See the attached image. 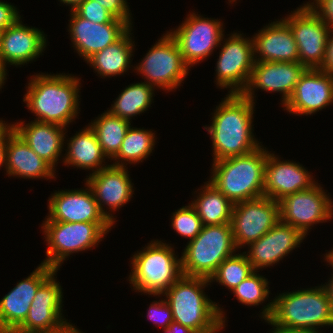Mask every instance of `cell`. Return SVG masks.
I'll return each mask as SVG.
<instances>
[{"label":"cell","instance_id":"cell-1","mask_svg":"<svg viewBox=\"0 0 333 333\" xmlns=\"http://www.w3.org/2000/svg\"><path fill=\"white\" fill-rule=\"evenodd\" d=\"M216 107L209 132L213 147V161L253 152L260 143L253 138L254 103L242 94H228Z\"/></svg>","mask_w":333,"mask_h":333},{"label":"cell","instance_id":"cell-2","mask_svg":"<svg viewBox=\"0 0 333 333\" xmlns=\"http://www.w3.org/2000/svg\"><path fill=\"white\" fill-rule=\"evenodd\" d=\"M262 317L274 328L319 332V326H333V311L323 285L279 294L263 308Z\"/></svg>","mask_w":333,"mask_h":333},{"label":"cell","instance_id":"cell-3","mask_svg":"<svg viewBox=\"0 0 333 333\" xmlns=\"http://www.w3.org/2000/svg\"><path fill=\"white\" fill-rule=\"evenodd\" d=\"M80 79L63 74L34 75L28 83L23 101L43 123L65 127L78 114Z\"/></svg>","mask_w":333,"mask_h":333},{"label":"cell","instance_id":"cell-4","mask_svg":"<svg viewBox=\"0 0 333 333\" xmlns=\"http://www.w3.org/2000/svg\"><path fill=\"white\" fill-rule=\"evenodd\" d=\"M209 279L183 275L162 295L173 313L175 322L196 333H217L225 327L224 312L203 292Z\"/></svg>","mask_w":333,"mask_h":333},{"label":"cell","instance_id":"cell-5","mask_svg":"<svg viewBox=\"0 0 333 333\" xmlns=\"http://www.w3.org/2000/svg\"><path fill=\"white\" fill-rule=\"evenodd\" d=\"M268 151L262 146L245 155L213 161L209 182L233 204L264 196V167Z\"/></svg>","mask_w":333,"mask_h":333},{"label":"cell","instance_id":"cell-6","mask_svg":"<svg viewBox=\"0 0 333 333\" xmlns=\"http://www.w3.org/2000/svg\"><path fill=\"white\" fill-rule=\"evenodd\" d=\"M174 252L169 244L157 240L135 253L129 276L133 289L154 296L168 290L183 276L181 257Z\"/></svg>","mask_w":333,"mask_h":333},{"label":"cell","instance_id":"cell-7","mask_svg":"<svg viewBox=\"0 0 333 333\" xmlns=\"http://www.w3.org/2000/svg\"><path fill=\"white\" fill-rule=\"evenodd\" d=\"M230 223L204 226L181 256L183 275L209 279L236 250Z\"/></svg>","mask_w":333,"mask_h":333},{"label":"cell","instance_id":"cell-8","mask_svg":"<svg viewBox=\"0 0 333 333\" xmlns=\"http://www.w3.org/2000/svg\"><path fill=\"white\" fill-rule=\"evenodd\" d=\"M45 220L42 229L46 235L48 249L47 257L42 263L56 271L70 254L98 245L113 226V223H70L50 221L48 218Z\"/></svg>","mask_w":333,"mask_h":333},{"label":"cell","instance_id":"cell-9","mask_svg":"<svg viewBox=\"0 0 333 333\" xmlns=\"http://www.w3.org/2000/svg\"><path fill=\"white\" fill-rule=\"evenodd\" d=\"M188 69L177 42L169 32L152 46L135 68L146 78L147 84L168 91L180 86L189 73Z\"/></svg>","mask_w":333,"mask_h":333},{"label":"cell","instance_id":"cell-10","mask_svg":"<svg viewBox=\"0 0 333 333\" xmlns=\"http://www.w3.org/2000/svg\"><path fill=\"white\" fill-rule=\"evenodd\" d=\"M280 220V205L262 196L234 204L230 221L236 248L255 242Z\"/></svg>","mask_w":333,"mask_h":333},{"label":"cell","instance_id":"cell-11","mask_svg":"<svg viewBox=\"0 0 333 333\" xmlns=\"http://www.w3.org/2000/svg\"><path fill=\"white\" fill-rule=\"evenodd\" d=\"M290 27L306 68H320L326 55L330 27L306 4L283 19Z\"/></svg>","mask_w":333,"mask_h":333},{"label":"cell","instance_id":"cell-12","mask_svg":"<svg viewBox=\"0 0 333 333\" xmlns=\"http://www.w3.org/2000/svg\"><path fill=\"white\" fill-rule=\"evenodd\" d=\"M223 44L216 65V83L220 88H231L229 94H242L255 64L253 40L233 33Z\"/></svg>","mask_w":333,"mask_h":333},{"label":"cell","instance_id":"cell-13","mask_svg":"<svg viewBox=\"0 0 333 333\" xmlns=\"http://www.w3.org/2000/svg\"><path fill=\"white\" fill-rule=\"evenodd\" d=\"M187 16L184 23L169 34L177 42L185 64L191 67L220 47L224 34L222 23L217 19L202 18L195 13Z\"/></svg>","mask_w":333,"mask_h":333},{"label":"cell","instance_id":"cell-14","mask_svg":"<svg viewBox=\"0 0 333 333\" xmlns=\"http://www.w3.org/2000/svg\"><path fill=\"white\" fill-rule=\"evenodd\" d=\"M318 183L279 201L280 220L299 229L305 236L311 226L327 222L333 215V202Z\"/></svg>","mask_w":333,"mask_h":333},{"label":"cell","instance_id":"cell-15","mask_svg":"<svg viewBox=\"0 0 333 333\" xmlns=\"http://www.w3.org/2000/svg\"><path fill=\"white\" fill-rule=\"evenodd\" d=\"M53 273L37 290L25 321L17 328L24 333H55L70 324L62 315V288Z\"/></svg>","mask_w":333,"mask_h":333},{"label":"cell","instance_id":"cell-16","mask_svg":"<svg viewBox=\"0 0 333 333\" xmlns=\"http://www.w3.org/2000/svg\"><path fill=\"white\" fill-rule=\"evenodd\" d=\"M306 69L300 62H255L250 80L242 95L255 103L253 95L256 88L283 93L284 107Z\"/></svg>","mask_w":333,"mask_h":333},{"label":"cell","instance_id":"cell-17","mask_svg":"<svg viewBox=\"0 0 333 333\" xmlns=\"http://www.w3.org/2000/svg\"><path fill=\"white\" fill-rule=\"evenodd\" d=\"M333 103V75L319 68H307L284 105L287 112L300 115L315 114Z\"/></svg>","mask_w":333,"mask_h":333},{"label":"cell","instance_id":"cell-18","mask_svg":"<svg viewBox=\"0 0 333 333\" xmlns=\"http://www.w3.org/2000/svg\"><path fill=\"white\" fill-rule=\"evenodd\" d=\"M48 201L50 221L112 223L100 210L88 185L85 190L56 191Z\"/></svg>","mask_w":333,"mask_h":333},{"label":"cell","instance_id":"cell-19","mask_svg":"<svg viewBox=\"0 0 333 333\" xmlns=\"http://www.w3.org/2000/svg\"><path fill=\"white\" fill-rule=\"evenodd\" d=\"M305 235L297 228L281 220L255 242L249 244L246 257L249 259L254 271L270 267L288 255L293 249L299 247Z\"/></svg>","mask_w":333,"mask_h":333},{"label":"cell","instance_id":"cell-20","mask_svg":"<svg viewBox=\"0 0 333 333\" xmlns=\"http://www.w3.org/2000/svg\"><path fill=\"white\" fill-rule=\"evenodd\" d=\"M55 272L41 263L0 300V328L17 329L25 321L38 288Z\"/></svg>","mask_w":333,"mask_h":333},{"label":"cell","instance_id":"cell-21","mask_svg":"<svg viewBox=\"0 0 333 333\" xmlns=\"http://www.w3.org/2000/svg\"><path fill=\"white\" fill-rule=\"evenodd\" d=\"M69 32L77 53L86 61L119 40L131 27L127 23H94L71 11Z\"/></svg>","mask_w":333,"mask_h":333},{"label":"cell","instance_id":"cell-22","mask_svg":"<svg viewBox=\"0 0 333 333\" xmlns=\"http://www.w3.org/2000/svg\"><path fill=\"white\" fill-rule=\"evenodd\" d=\"M125 167L111 164L86 178L85 184L92 190L100 210L113 224L115 219L107 210H103L104 205L115 211L133 197V186Z\"/></svg>","mask_w":333,"mask_h":333},{"label":"cell","instance_id":"cell-23","mask_svg":"<svg viewBox=\"0 0 333 333\" xmlns=\"http://www.w3.org/2000/svg\"><path fill=\"white\" fill-rule=\"evenodd\" d=\"M302 165L287 161H280L268 152L264 167V196L275 201L295 192L307 190L316 184Z\"/></svg>","mask_w":333,"mask_h":333},{"label":"cell","instance_id":"cell-24","mask_svg":"<svg viewBox=\"0 0 333 333\" xmlns=\"http://www.w3.org/2000/svg\"><path fill=\"white\" fill-rule=\"evenodd\" d=\"M20 19L7 27L1 35L0 66L4 70L7 63L17 66L37 59L47 44L44 32L24 26Z\"/></svg>","mask_w":333,"mask_h":333},{"label":"cell","instance_id":"cell-25","mask_svg":"<svg viewBox=\"0 0 333 333\" xmlns=\"http://www.w3.org/2000/svg\"><path fill=\"white\" fill-rule=\"evenodd\" d=\"M255 62H299V53L289 25L281 19L259 31L253 38Z\"/></svg>","mask_w":333,"mask_h":333},{"label":"cell","instance_id":"cell-26","mask_svg":"<svg viewBox=\"0 0 333 333\" xmlns=\"http://www.w3.org/2000/svg\"><path fill=\"white\" fill-rule=\"evenodd\" d=\"M10 124V127L23 139L29 147L53 169L63 151L65 127L57 124L33 121Z\"/></svg>","mask_w":333,"mask_h":333},{"label":"cell","instance_id":"cell-27","mask_svg":"<svg viewBox=\"0 0 333 333\" xmlns=\"http://www.w3.org/2000/svg\"><path fill=\"white\" fill-rule=\"evenodd\" d=\"M6 172L22 178H55V170L10 127L7 130Z\"/></svg>","mask_w":333,"mask_h":333},{"label":"cell","instance_id":"cell-28","mask_svg":"<svg viewBox=\"0 0 333 333\" xmlns=\"http://www.w3.org/2000/svg\"><path fill=\"white\" fill-rule=\"evenodd\" d=\"M68 152L63 160L66 165L75 166L82 169H91L96 173L108 165L102 164L107 158L101 149L94 131L90 126L78 132L70 138ZM101 166V167H100ZM95 168V170L93 169Z\"/></svg>","mask_w":333,"mask_h":333},{"label":"cell","instance_id":"cell-29","mask_svg":"<svg viewBox=\"0 0 333 333\" xmlns=\"http://www.w3.org/2000/svg\"><path fill=\"white\" fill-rule=\"evenodd\" d=\"M132 28L119 40L109 45L102 51L93 54L86 61L102 77L121 75L128 70L131 64L133 41L131 40Z\"/></svg>","mask_w":333,"mask_h":333},{"label":"cell","instance_id":"cell-30","mask_svg":"<svg viewBox=\"0 0 333 333\" xmlns=\"http://www.w3.org/2000/svg\"><path fill=\"white\" fill-rule=\"evenodd\" d=\"M191 205L204 226L230 223L234 204L209 181Z\"/></svg>","mask_w":333,"mask_h":333},{"label":"cell","instance_id":"cell-31","mask_svg":"<svg viewBox=\"0 0 333 333\" xmlns=\"http://www.w3.org/2000/svg\"><path fill=\"white\" fill-rule=\"evenodd\" d=\"M131 121L114 116L109 111L101 114L89 126L94 131L103 154L112 160L121 148Z\"/></svg>","mask_w":333,"mask_h":333},{"label":"cell","instance_id":"cell-32","mask_svg":"<svg viewBox=\"0 0 333 333\" xmlns=\"http://www.w3.org/2000/svg\"><path fill=\"white\" fill-rule=\"evenodd\" d=\"M154 87L146 82L131 84L117 97L108 111L130 121L131 117L146 111L152 103Z\"/></svg>","mask_w":333,"mask_h":333},{"label":"cell","instance_id":"cell-33","mask_svg":"<svg viewBox=\"0 0 333 333\" xmlns=\"http://www.w3.org/2000/svg\"><path fill=\"white\" fill-rule=\"evenodd\" d=\"M130 126L125 134L120 150L117 155L113 158L118 160L112 165L115 166H125V161L130 164L142 162L146 159L155 144V134L151 130H144L143 128H134ZM120 159V160H119ZM122 160V161H121ZM124 160V163H122ZM121 161V163H120Z\"/></svg>","mask_w":333,"mask_h":333},{"label":"cell","instance_id":"cell-34","mask_svg":"<svg viewBox=\"0 0 333 333\" xmlns=\"http://www.w3.org/2000/svg\"><path fill=\"white\" fill-rule=\"evenodd\" d=\"M252 272H254V269L245 253H238L223 260L215 273L209 278V282L212 283L215 280L233 290Z\"/></svg>","mask_w":333,"mask_h":333},{"label":"cell","instance_id":"cell-35","mask_svg":"<svg viewBox=\"0 0 333 333\" xmlns=\"http://www.w3.org/2000/svg\"><path fill=\"white\" fill-rule=\"evenodd\" d=\"M255 272L256 271L252 272L246 279L231 290L242 304L249 306L259 305L269 297V281Z\"/></svg>","mask_w":333,"mask_h":333},{"label":"cell","instance_id":"cell-36","mask_svg":"<svg viewBox=\"0 0 333 333\" xmlns=\"http://www.w3.org/2000/svg\"><path fill=\"white\" fill-rule=\"evenodd\" d=\"M203 227L195 208L189 204L173 213L172 228L181 236L193 240Z\"/></svg>","mask_w":333,"mask_h":333},{"label":"cell","instance_id":"cell-37","mask_svg":"<svg viewBox=\"0 0 333 333\" xmlns=\"http://www.w3.org/2000/svg\"><path fill=\"white\" fill-rule=\"evenodd\" d=\"M78 16L94 23H126L115 18L108 10L94 0H84L74 10Z\"/></svg>","mask_w":333,"mask_h":333},{"label":"cell","instance_id":"cell-38","mask_svg":"<svg viewBox=\"0 0 333 333\" xmlns=\"http://www.w3.org/2000/svg\"><path fill=\"white\" fill-rule=\"evenodd\" d=\"M148 319L154 321L156 325L163 328H168L174 321L173 313L166 300L154 301L147 313Z\"/></svg>","mask_w":333,"mask_h":333},{"label":"cell","instance_id":"cell-39","mask_svg":"<svg viewBox=\"0 0 333 333\" xmlns=\"http://www.w3.org/2000/svg\"><path fill=\"white\" fill-rule=\"evenodd\" d=\"M100 3L115 18L125 21L131 27V14L126 0H94Z\"/></svg>","mask_w":333,"mask_h":333},{"label":"cell","instance_id":"cell-40","mask_svg":"<svg viewBox=\"0 0 333 333\" xmlns=\"http://www.w3.org/2000/svg\"><path fill=\"white\" fill-rule=\"evenodd\" d=\"M316 1V2H315ZM314 2L316 4H314ZM307 5L330 27L333 28V0H314Z\"/></svg>","mask_w":333,"mask_h":333},{"label":"cell","instance_id":"cell-41","mask_svg":"<svg viewBox=\"0 0 333 333\" xmlns=\"http://www.w3.org/2000/svg\"><path fill=\"white\" fill-rule=\"evenodd\" d=\"M19 16L13 5L0 1V31L3 32L7 27L13 25L21 18Z\"/></svg>","mask_w":333,"mask_h":333},{"label":"cell","instance_id":"cell-42","mask_svg":"<svg viewBox=\"0 0 333 333\" xmlns=\"http://www.w3.org/2000/svg\"><path fill=\"white\" fill-rule=\"evenodd\" d=\"M319 69L324 73L333 75V28L329 30L325 59Z\"/></svg>","mask_w":333,"mask_h":333},{"label":"cell","instance_id":"cell-43","mask_svg":"<svg viewBox=\"0 0 333 333\" xmlns=\"http://www.w3.org/2000/svg\"><path fill=\"white\" fill-rule=\"evenodd\" d=\"M164 333H196L189 327L183 326L178 322L173 321L168 328H164Z\"/></svg>","mask_w":333,"mask_h":333},{"label":"cell","instance_id":"cell-44","mask_svg":"<svg viewBox=\"0 0 333 333\" xmlns=\"http://www.w3.org/2000/svg\"><path fill=\"white\" fill-rule=\"evenodd\" d=\"M7 131L0 137V167L6 165Z\"/></svg>","mask_w":333,"mask_h":333},{"label":"cell","instance_id":"cell-45","mask_svg":"<svg viewBox=\"0 0 333 333\" xmlns=\"http://www.w3.org/2000/svg\"><path fill=\"white\" fill-rule=\"evenodd\" d=\"M330 280L331 281H328V284L323 285V287H324L325 291L327 292V295L330 299V303H331V307H332V311H333V276Z\"/></svg>","mask_w":333,"mask_h":333},{"label":"cell","instance_id":"cell-46","mask_svg":"<svg viewBox=\"0 0 333 333\" xmlns=\"http://www.w3.org/2000/svg\"><path fill=\"white\" fill-rule=\"evenodd\" d=\"M72 325L73 324H68L62 330L55 333H81V331L79 332L78 329Z\"/></svg>","mask_w":333,"mask_h":333},{"label":"cell","instance_id":"cell-47","mask_svg":"<svg viewBox=\"0 0 333 333\" xmlns=\"http://www.w3.org/2000/svg\"><path fill=\"white\" fill-rule=\"evenodd\" d=\"M84 0H60V2L71 5V11H73Z\"/></svg>","mask_w":333,"mask_h":333},{"label":"cell","instance_id":"cell-48","mask_svg":"<svg viewBox=\"0 0 333 333\" xmlns=\"http://www.w3.org/2000/svg\"><path fill=\"white\" fill-rule=\"evenodd\" d=\"M274 331L271 333H321V332H308V331H290L281 328H273Z\"/></svg>","mask_w":333,"mask_h":333},{"label":"cell","instance_id":"cell-49","mask_svg":"<svg viewBox=\"0 0 333 333\" xmlns=\"http://www.w3.org/2000/svg\"><path fill=\"white\" fill-rule=\"evenodd\" d=\"M10 128V124L4 123L0 120V137Z\"/></svg>","mask_w":333,"mask_h":333},{"label":"cell","instance_id":"cell-50","mask_svg":"<svg viewBox=\"0 0 333 333\" xmlns=\"http://www.w3.org/2000/svg\"><path fill=\"white\" fill-rule=\"evenodd\" d=\"M0 333H24V332L13 328H0Z\"/></svg>","mask_w":333,"mask_h":333},{"label":"cell","instance_id":"cell-51","mask_svg":"<svg viewBox=\"0 0 333 333\" xmlns=\"http://www.w3.org/2000/svg\"><path fill=\"white\" fill-rule=\"evenodd\" d=\"M6 71L0 66V89L2 85L5 83L4 80L6 79Z\"/></svg>","mask_w":333,"mask_h":333},{"label":"cell","instance_id":"cell-52","mask_svg":"<svg viewBox=\"0 0 333 333\" xmlns=\"http://www.w3.org/2000/svg\"><path fill=\"white\" fill-rule=\"evenodd\" d=\"M325 260L330 263L329 265L332 266V269H333V249L331 251H329L328 254H326L325 256Z\"/></svg>","mask_w":333,"mask_h":333}]
</instances>
